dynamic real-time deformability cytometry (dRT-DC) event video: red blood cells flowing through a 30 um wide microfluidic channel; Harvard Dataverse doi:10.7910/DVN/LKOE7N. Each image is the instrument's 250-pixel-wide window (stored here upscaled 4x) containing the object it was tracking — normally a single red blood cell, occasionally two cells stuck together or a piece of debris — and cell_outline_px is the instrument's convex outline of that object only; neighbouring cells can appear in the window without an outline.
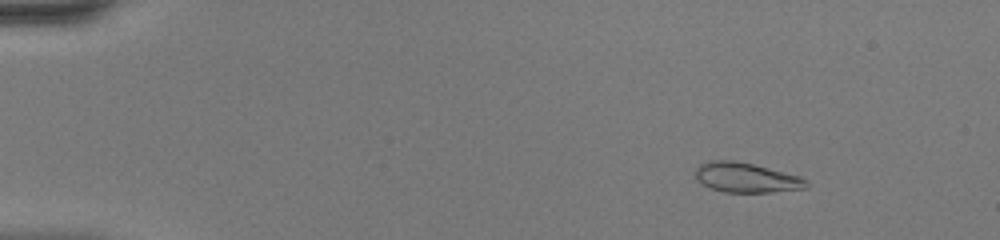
{"species": "common noctule bat (a hibernating species)", "species_latin": "Nyctalus noctula", "temperature_condition": "warm", "stored_images_in_passage": 48, "camera_frame_rate_fps": 3000, "um_per_image_px": 0.085, "animal": {"sex": "female", "body_mass_g": 20.0, "forearm_length_mm": 54.0}, "frame": {"image": 1, "passage_image": 7, "time_ms": 2.0, "image_size_px": [1000, 240], "cell_outline_px": [[808, 188], [772, 192], [724, 192], [712, 188], [696, 180], [696, 168], [700, 164], [708, 160], [732, 160], [752, 164], [800, 176], [808, 180]], "centroid_in_image_um": [63.44, 15.1], "position_along_channel_um": 21.6, "area_um2": 19.19}}
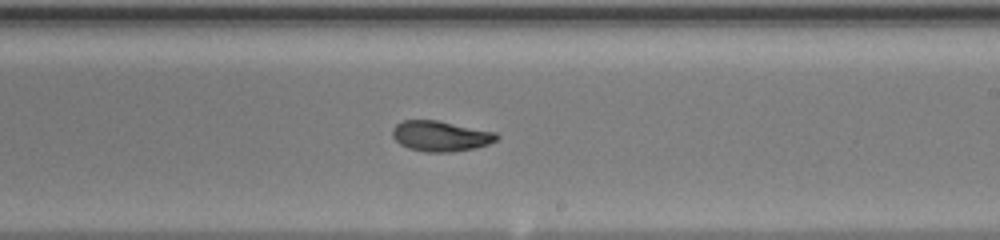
{"frame": {"image": 2, "passage_image": 30, "time_ms": 9.667, "image_size_px": [1000, 240], "cell_outline_px": [[500, 136], [496, 140], [488, 144], [476, 148], [452, 152], [424, 152], [408, 148], [400, 144], [392, 136], [392, 128], [396, 124], [404, 120], [436, 120], [496, 132]], "centroid_in_image_um": [37.44, 11.57], "position_along_channel_um": 251.6, "area_um2": 18.55}}
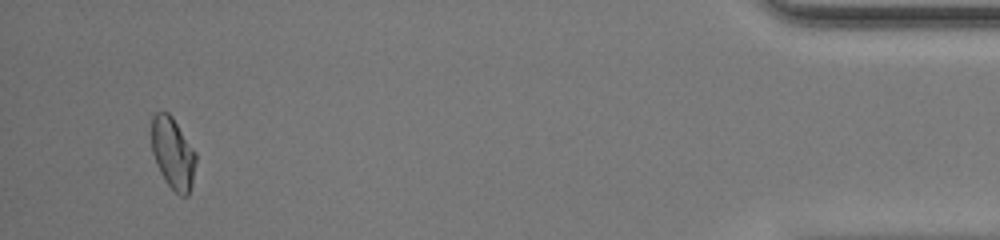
{"frame": {"image": 3, "passage_image": 46, "time_ms": 15.0, "image_size_px": [1000, 240], "cell_outline_px": [[196, 160], [192, 184], [188, 196], [180, 196], [168, 184], [160, 172], [156, 164], [152, 152], [152, 116], [156, 112], [168, 112], [172, 116], [196, 152]], "centroid_in_image_um": [14.7, 13.02], "position_along_channel_um": 420.5, "area_um2": 18.44}, "authors_computed_cell_mechanics": {"area_um2": 18.7561, "velocity_mm_per_s": 4.452, "shape_relaxation_time_tau1_ms": 8.5134, "shape_relaxation_time_tau2_ms": 1.431, "deformation_change_tau1": 0.245, "deformation_change_tau2": 0.0537}}